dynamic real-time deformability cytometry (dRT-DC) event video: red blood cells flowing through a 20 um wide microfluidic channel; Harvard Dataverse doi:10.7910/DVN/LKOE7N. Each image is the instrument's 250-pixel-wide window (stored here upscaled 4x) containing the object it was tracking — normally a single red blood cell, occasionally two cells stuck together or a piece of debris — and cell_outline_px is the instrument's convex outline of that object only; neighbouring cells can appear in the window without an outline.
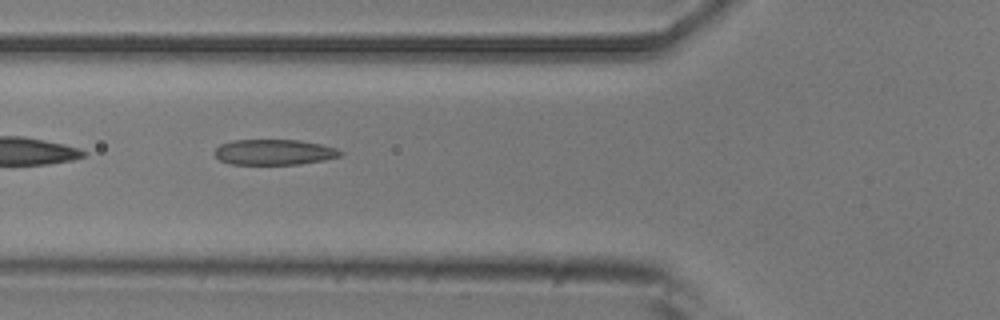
{"species": "common noctule bat (a hibernating species)", "species_latin": "Nyctalus noctula", "temperature_condition": "room temperature", "stored_images_in_passage": 36, "camera_frame_rate_fps": 3000, "um_per_image_px": 0.085, "animal": {"sex": "male", "body_mass_g": 20.5, "forearm_length_mm": 52.5}, "frame": {"image": 1, "passage_image": 3, "time_ms": 0.667, "image_size_px": [1000, 320], "cell_outline_px": [[344, 152], [340, 156], [324, 160], [300, 164], [228, 164], [220, 160], [212, 152], [220, 144], [232, 140], [300, 140], [320, 144], [336, 148]], "centroid_in_image_um": [23.28, 12.93], "position_along_channel_um": 102.5, "area_um2": 18.79}}
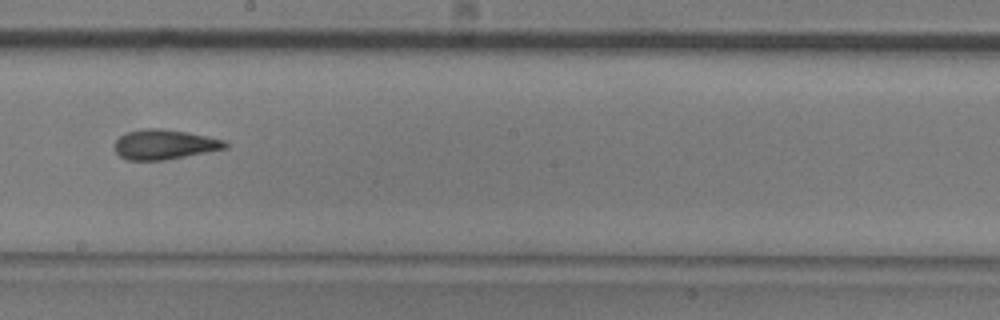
{"frame": {"image": 2, "passage_image": 13, "time_ms": 4.0, "image_size_px": [1000, 320], "cell_outline_px": [[228, 148], [164, 160], [128, 160], [120, 156], [116, 152], [116, 140], [120, 136], [128, 132], [140, 128], [160, 128], [188, 132], [208, 136], [224, 140], [228, 144]], "centroid_in_image_um": [13.99, 12.27], "position_along_channel_um": 234.2, "area_um2": 19.19}}
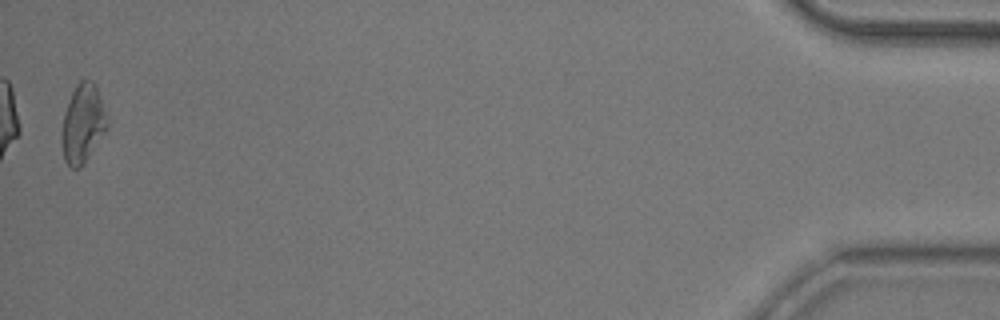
{"frame": {"image": 3, "passage_image": 35, "time_ms": 11.333, "image_size_px": [1000, 320], "cell_outline_px": [[108, 128], [84, 164], [80, 168], [72, 168], [64, 160], [60, 140], [60, 136], [64, 112], [68, 100], [76, 84], [80, 80], [92, 80], [96, 88], [108, 120]], "centroid_in_image_um": [7.01, 10.54], "position_along_channel_um": 428.2, "area_um2": 20.92}}